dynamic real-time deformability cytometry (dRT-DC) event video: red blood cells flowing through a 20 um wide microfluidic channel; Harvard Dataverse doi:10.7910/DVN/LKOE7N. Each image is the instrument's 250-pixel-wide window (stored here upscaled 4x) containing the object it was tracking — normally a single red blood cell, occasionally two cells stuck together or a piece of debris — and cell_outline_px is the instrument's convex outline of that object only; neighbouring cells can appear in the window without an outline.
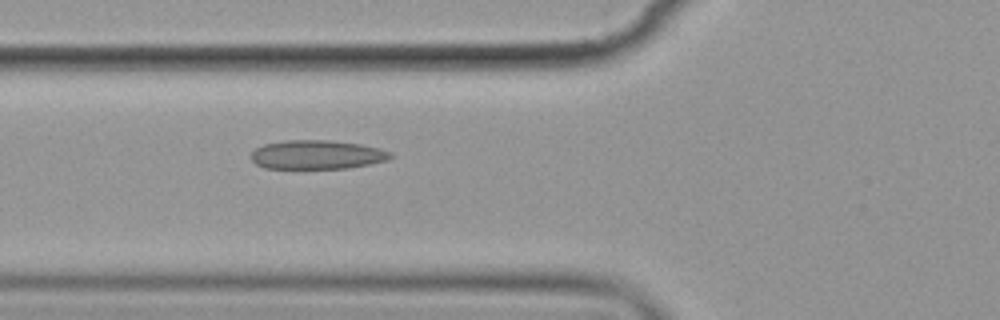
{"species": "common noctule bat (a hibernating species)", "species_latin": "Nyctalus noctula", "temperature_condition": "cold", "stored_images_in_passage": 3, "camera_frame_rate_fps": 3000, "um_per_image_px": 0.085, "animal": {"sex": "female", "body_mass_g": 19.9}, "frame": {"image": 1, "passage_image": 3, "time_ms": 2.333, "image_size_px": [1000, 320], "cell_outline_px": [[392, 156], [388, 160], [348, 168], [264, 168], [256, 164], [252, 160], [252, 152], [256, 148], [264, 144], [284, 140], [328, 140], [360, 144], [380, 148], [392, 152]], "centroid_in_image_um": [26.95, 13.14], "position_along_channel_um": 98.9, "area_um2": 23.47}}